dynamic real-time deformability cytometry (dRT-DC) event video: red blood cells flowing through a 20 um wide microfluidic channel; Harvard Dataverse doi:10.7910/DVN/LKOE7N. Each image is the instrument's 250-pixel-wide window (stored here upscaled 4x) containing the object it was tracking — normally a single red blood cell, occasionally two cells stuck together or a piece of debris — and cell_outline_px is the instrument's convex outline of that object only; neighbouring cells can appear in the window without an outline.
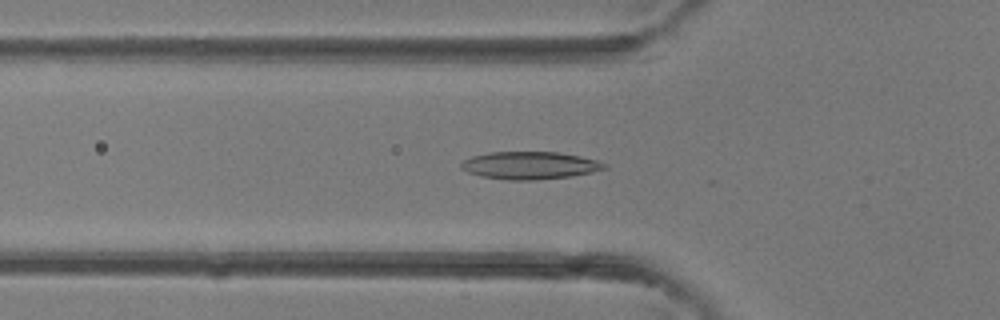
{"species": "common noctule bat (a hibernating species)", "species_latin": "Nyctalus noctula", "temperature_condition": "room temperature", "stored_images_in_passage": 24, "camera_frame_rate_fps": 3000, "um_per_image_px": 0.085, "animal": {"sex": "female"}, "frame": {"image": 1, "passage_image": 6, "time_ms": 1.667, "image_size_px": [1000, 320], "cell_outline_px": [[608, 168], [592, 172], [572, 176], [532, 180], [508, 180], [480, 176], [468, 172], [460, 168], [460, 164], [464, 160], [472, 156], [488, 152], [556, 152], [580, 156], [596, 160], [608, 164]], "centroid_in_image_um": [45.03, 14.06], "position_along_channel_um": 80.8, "area_um2": 23.06}}
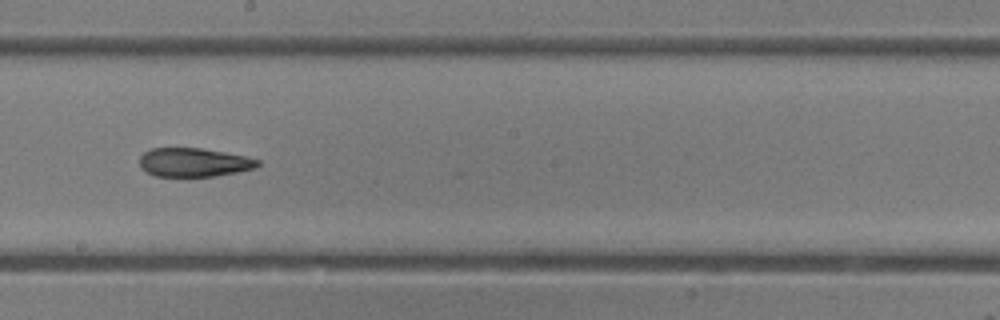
{"frame": {"image": 2, "passage_image": 15, "time_ms": 4.667, "image_size_px": [1000, 320], "cell_outline_px": [[260, 164], [256, 168], [216, 176], [156, 176], [140, 168], [140, 156], [144, 152], [152, 148], [200, 148], [224, 152], [244, 156], [260, 160]], "centroid_in_image_um": [16.48, 13.8], "position_along_channel_um": 231.7, "area_um2": 19.71}}
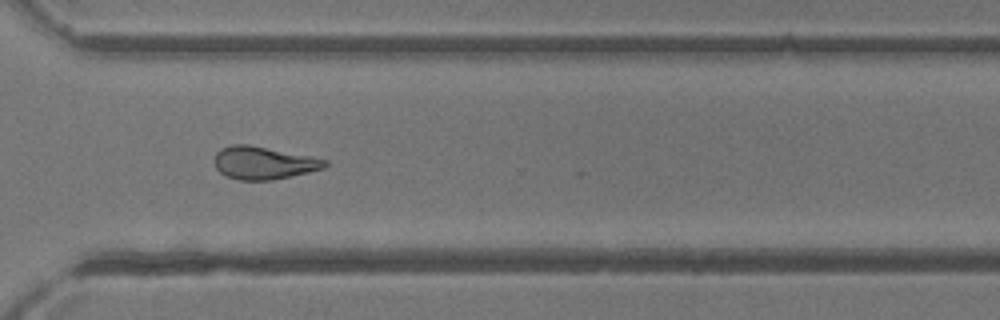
{"frame": {"image": 3, "passage_image": 22, "time_ms": 7.0, "image_size_px": [1000, 320], "cell_outline_px": [[328, 164], [324, 168], [308, 172], [272, 180], [236, 180], [224, 176], [216, 168], [212, 160], [216, 152], [220, 148], [232, 144], [248, 144], [328, 160]], "centroid_in_image_um": [22.33, 13.85], "position_along_channel_um": 348.3, "area_um2": 21.15}}